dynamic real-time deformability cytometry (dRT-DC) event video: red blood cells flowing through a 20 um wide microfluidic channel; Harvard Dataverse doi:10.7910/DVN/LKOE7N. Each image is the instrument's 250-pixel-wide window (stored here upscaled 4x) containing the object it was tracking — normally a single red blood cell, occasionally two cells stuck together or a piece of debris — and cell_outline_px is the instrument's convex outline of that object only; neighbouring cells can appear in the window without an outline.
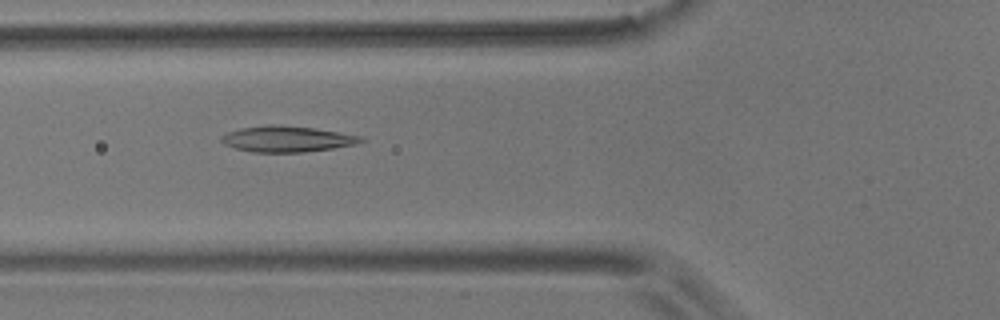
{"species": "common noctule bat (a hibernating species)", "species_latin": "Nyctalus noctula", "temperature_condition": "room temperature", "stored_images_in_passage": 36, "camera_frame_rate_fps": 3000, "um_per_image_px": 0.085, "animal": {"sex": "male", "body_mass_g": 17.9}, "frame": {"image": 1, "passage_image": 4, "time_ms": 1.0, "image_size_px": [1000, 320], "cell_outline_px": [[364, 140], [356, 144], [332, 148], [304, 152], [252, 152], [236, 148], [224, 144], [220, 140], [220, 136], [228, 132], [240, 128], [272, 124], [280, 124], [312, 128], [360, 136]], "centroid_in_image_um": [24.33, 11.81], "position_along_channel_um": 101.5, "area_um2": 20.87}}
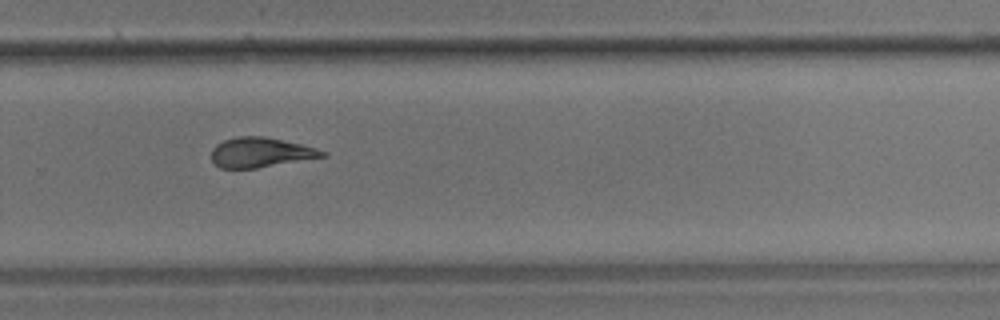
{"frame": {"image": 2, "passage_image": 21, "time_ms": 6.667, "image_size_px": [1000, 320], "cell_outline_px": [[328, 156], [256, 168], [220, 168], [212, 160], [212, 148], [216, 144], [224, 140], [240, 136], [264, 136], [300, 144], [316, 148], [328, 152]], "centroid_in_image_um": [22.17, 12.95], "position_along_channel_um": 307.6, "area_um2": 19.19}}
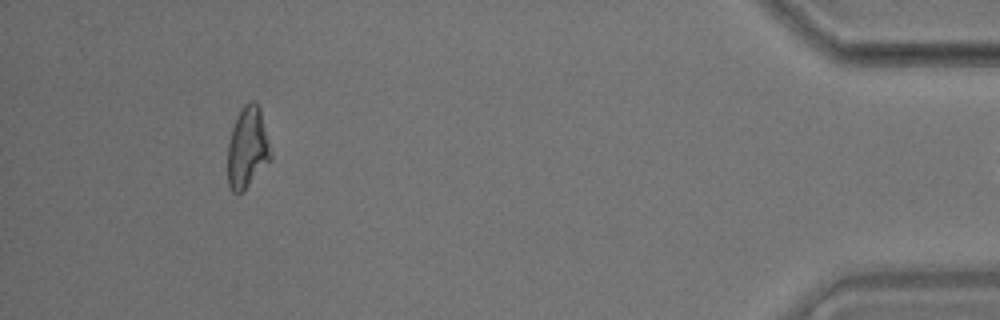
{"frame": {"image": 3, "passage_image": 35, "time_ms": 11.333, "image_size_px": [1000, 320], "cell_outline_px": [[272, 156], [248, 184], [240, 192], [232, 192], [228, 184], [228, 144], [232, 128], [244, 104], [252, 100], [260, 108]], "centroid_in_image_um": [21.01, 12.53], "position_along_channel_um": 414.2, "area_um2": 19.54}}